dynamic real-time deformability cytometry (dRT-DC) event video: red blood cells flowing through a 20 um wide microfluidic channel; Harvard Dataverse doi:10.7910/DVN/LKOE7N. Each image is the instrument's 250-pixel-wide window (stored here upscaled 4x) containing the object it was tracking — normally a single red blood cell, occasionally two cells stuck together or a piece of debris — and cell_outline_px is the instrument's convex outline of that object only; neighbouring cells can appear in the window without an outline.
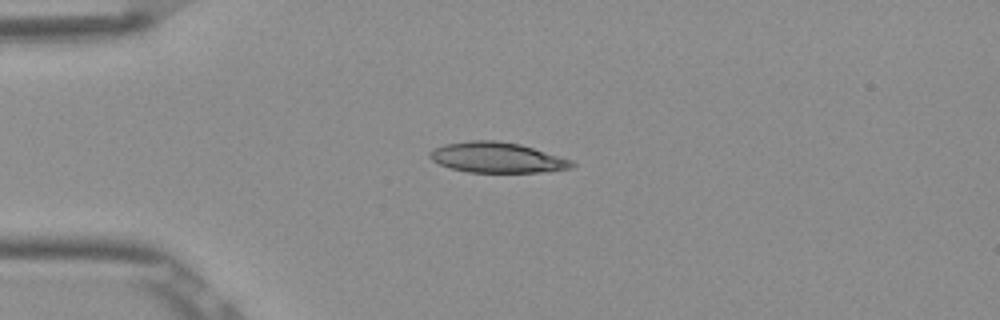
{"species": "Egyptian fruit bat (a non-hibernating species)", "species_latin": "Rousettus aegyptiacus", "temperature_condition": "room temperature", "stored_images_in_passage": 2, "camera_frame_rate_fps": 3000, "um_per_image_px": 0.085, "frame": {"image": 1, "passage_image": 1, "time_ms": 0.0, "image_size_px": [1000, 320], "cell_outline_px": [[576, 164], [572, 168], [548, 172], [468, 172], [452, 168], [440, 164], [432, 160], [428, 156], [428, 152], [432, 148], [444, 144], [468, 140], [496, 140], [520, 144], [572, 160]], "centroid_in_image_um": [42.24, 13.38], "position_along_channel_um": 42.8, "area_um2": 25.32}}